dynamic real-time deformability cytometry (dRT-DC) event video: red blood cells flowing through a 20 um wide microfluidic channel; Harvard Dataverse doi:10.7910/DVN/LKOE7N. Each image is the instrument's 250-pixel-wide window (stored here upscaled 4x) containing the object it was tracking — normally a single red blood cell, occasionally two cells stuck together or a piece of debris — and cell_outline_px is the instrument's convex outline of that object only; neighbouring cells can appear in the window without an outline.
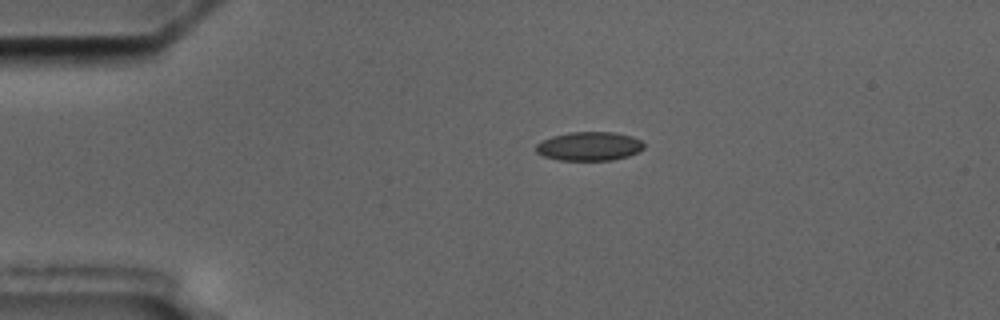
{"species": "common noctule bat (a hibernating species)", "species_latin": "Nyctalus noctula", "temperature_condition": "cold", "stored_images_in_passage": 3, "camera_frame_rate_fps": 3000, "um_per_image_px": 0.085, "animal": {"sex": "male", "body_mass_g": 17.5, "forearm_length_mm": 52.3}, "frame": {"image": 1, "passage_image": 1, "time_ms": 0.0, "image_size_px": [1000, 320], "cell_outline_px": [[644, 148], [640, 152], [628, 156], [612, 160], [560, 160], [544, 156], [536, 152], [536, 144], [552, 136], [568, 132], [612, 132], [632, 136], [640, 140], [644, 144]], "centroid_in_image_um": [50.11, 12.43], "position_along_channel_um": 34.9, "area_um2": 18.15}}
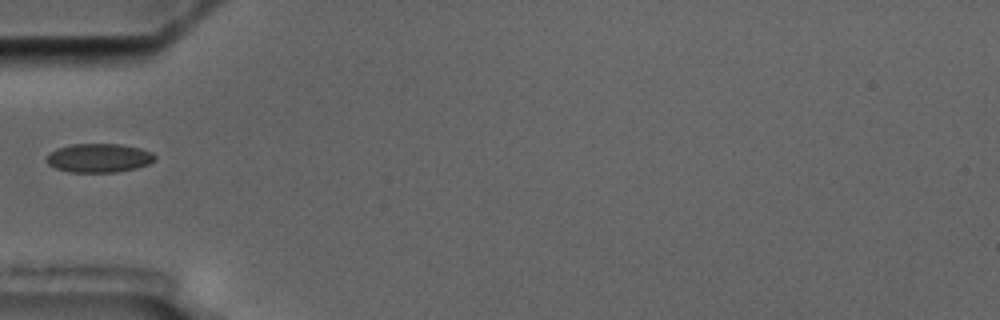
{"frame": {"image": 2, "passage_image": 3, "time_ms": 2.333, "image_size_px": [1000, 320], "cell_outline_px": [[156, 160], [148, 164], [136, 168], [116, 172], [68, 172], [56, 168], [48, 164], [44, 160], [56, 148], [72, 144], [120, 144], [140, 148], [152, 152], [156, 156]], "centroid_in_image_um": [8.42, 13.43], "position_along_channel_um": 76.6, "area_um2": 18.26}}